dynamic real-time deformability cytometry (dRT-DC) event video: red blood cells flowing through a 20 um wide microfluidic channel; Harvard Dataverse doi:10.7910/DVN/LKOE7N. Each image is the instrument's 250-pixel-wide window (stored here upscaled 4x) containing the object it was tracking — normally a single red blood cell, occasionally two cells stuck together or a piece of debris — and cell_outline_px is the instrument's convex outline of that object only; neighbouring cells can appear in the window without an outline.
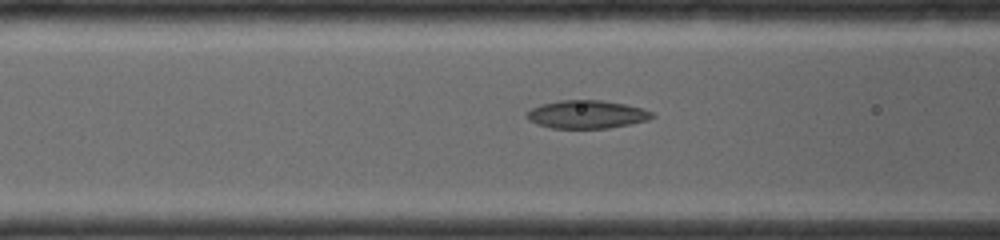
{"species": "common noctule bat (a hibernating species)", "species_latin": "Nyctalus noctula", "temperature_condition": "room temperature", "stored_images_in_passage": 6, "segment_of_instrument_passage": [2, 2], "camera_frame_rate_fps": 4000, "um_per_image_px": 0.085, "animal": {"sex": "female", "body_mass_g": 19.0, "forearm_length_mm": 56.7}, "frame": {"image": 1, "passage_image": 6, "time_ms": 3.75, "image_size_px": [1000, 240], "cell_outline_px": [[656, 116], [648, 120], [608, 128], [552, 128], [536, 124], [528, 120], [524, 116], [532, 108], [540, 104], [560, 100], [604, 100], [644, 108], [652, 112]], "centroid_in_image_um": [49.86, 9.72], "position_along_channel_um": 116.7, "area_um2": 20.63}}